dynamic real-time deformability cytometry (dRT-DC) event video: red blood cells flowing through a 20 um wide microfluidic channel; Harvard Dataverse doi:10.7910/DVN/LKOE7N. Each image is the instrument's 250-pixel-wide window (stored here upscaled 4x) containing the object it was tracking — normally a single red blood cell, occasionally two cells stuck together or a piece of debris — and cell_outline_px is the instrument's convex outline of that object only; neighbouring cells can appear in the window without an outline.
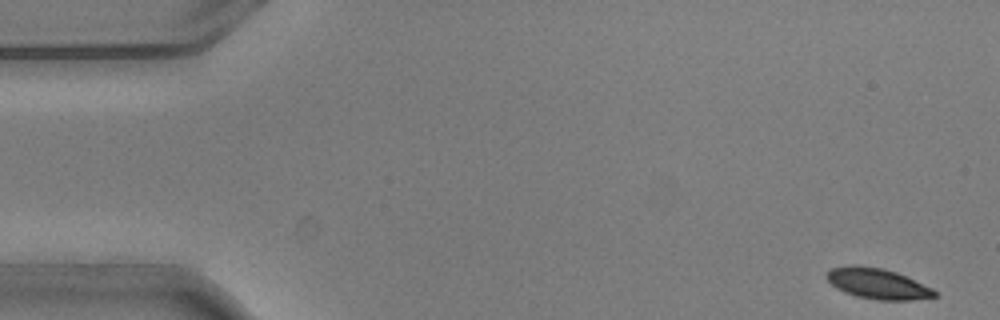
{"species": "common noctule bat (a hibernating species)", "species_latin": "Nyctalus noctula", "temperature_condition": "warm", "stored_images_in_passage": 5, "camera_frame_rate_fps": 3000, "um_per_image_px": 0.085, "animal": {"sex": "male", "body_mass_g": 20.5, "forearm_length_mm": 52.5}, "frame": {"image": 1, "passage_image": 1, "time_ms": 0.0, "image_size_px": [1000, 320], "cell_outline_px": [[940, 296], [912, 300], [876, 300], [856, 296], [844, 292], [836, 288], [824, 276], [832, 268], [852, 264], [856, 264], [884, 268], [896, 272], [932, 288]], "centroid_in_image_um": [74.59, 24.1], "position_along_channel_um": 10.4, "area_um2": 19.36}}